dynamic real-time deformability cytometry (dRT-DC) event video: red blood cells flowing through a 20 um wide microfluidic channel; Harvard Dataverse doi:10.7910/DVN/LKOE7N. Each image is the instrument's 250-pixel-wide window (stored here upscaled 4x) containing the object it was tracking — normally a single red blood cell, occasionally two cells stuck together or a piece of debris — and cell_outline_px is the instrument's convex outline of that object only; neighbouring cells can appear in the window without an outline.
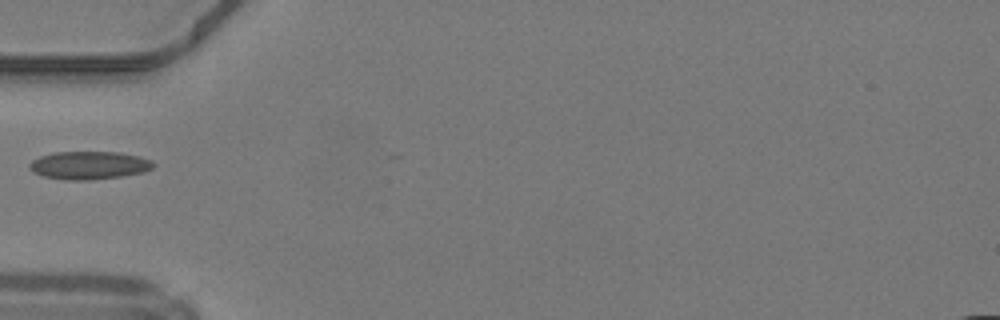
{"species": "common noctule bat (a hibernating species)", "species_latin": "Nyctalus noctula", "temperature_condition": "warm", "stored_images_in_passage": 27, "camera_frame_rate_fps": 3000, "um_per_image_px": 0.085, "animal": {"sex": "male", "body_mass_g": 19.2, "forearm_length_mm": 51.8}, "frame": {"image": 1, "passage_image": 1, "time_ms": 0.0, "image_size_px": [1000, 320], "cell_outline_px": [[156, 164], [152, 168], [144, 172], [120, 176], [88, 180], [72, 180], [44, 176], [28, 168], [28, 164], [32, 160], [40, 156], [52, 152], [120, 152], [140, 156], [152, 160]], "centroid_in_image_um": [7.6, 14.03], "position_along_channel_um": 77.4, "area_um2": 20.17}}
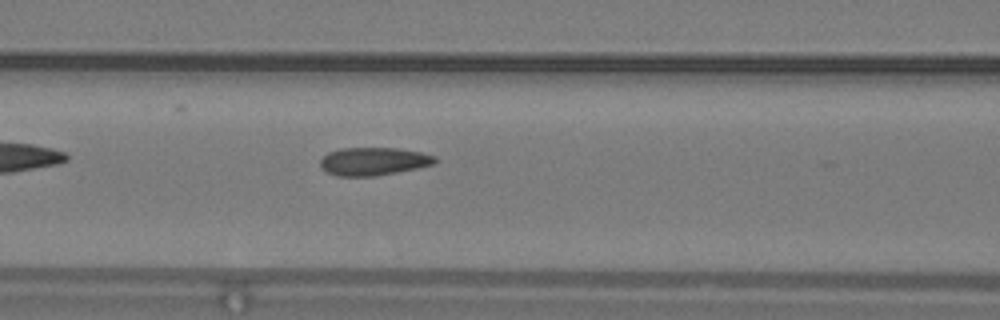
{"frame": {"image": 2, "passage_image": 5, "time_ms": 1.333, "image_size_px": [1000, 320], "cell_outline_px": [[436, 160], [432, 164], [416, 168], [376, 176], [336, 176], [320, 168], [320, 160], [328, 152], [340, 148], [396, 148], [420, 152], [436, 156]], "centroid_in_image_um": [31.7, 13.71], "position_along_channel_um": 134.9, "area_um2": 18.61}}